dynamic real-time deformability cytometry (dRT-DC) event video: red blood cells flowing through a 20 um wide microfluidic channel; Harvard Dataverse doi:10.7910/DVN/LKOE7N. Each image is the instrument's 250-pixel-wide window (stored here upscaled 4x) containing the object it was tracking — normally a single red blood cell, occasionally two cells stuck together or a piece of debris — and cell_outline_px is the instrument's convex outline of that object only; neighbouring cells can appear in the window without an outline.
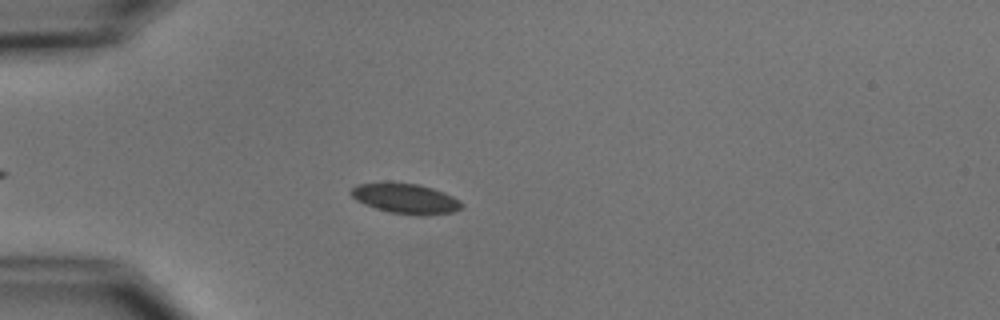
{"species": "common noctule bat (a hibernating species)", "species_latin": "Nyctalus noctula", "temperature_condition": "cold", "stored_images_in_passage": 2, "camera_frame_rate_fps": 3000, "um_per_image_px": 0.085, "animal": {"sex": "male", "body_mass_g": 15.6}, "frame": {"image": 1, "passage_image": 2, "time_ms": 2.0, "image_size_px": [1000, 320], "cell_outline_px": [[464, 208], [452, 212], [424, 216], [420, 216], [388, 212], [364, 204], [356, 200], [348, 192], [356, 184], [420, 184], [444, 192], [460, 200], [464, 204]], "centroid_in_image_um": [34.53, 16.91], "position_along_channel_um": 50.5, "area_um2": 19.25}}